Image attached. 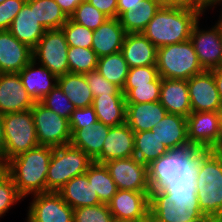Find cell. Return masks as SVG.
<instances>
[{
  "mask_svg": "<svg viewBox=\"0 0 222 222\" xmlns=\"http://www.w3.org/2000/svg\"><path fill=\"white\" fill-rule=\"evenodd\" d=\"M206 151L205 148L190 145L161 155L148 165L150 189L196 188L199 159Z\"/></svg>",
  "mask_w": 222,
  "mask_h": 222,
  "instance_id": "1",
  "label": "cell"
},
{
  "mask_svg": "<svg viewBox=\"0 0 222 222\" xmlns=\"http://www.w3.org/2000/svg\"><path fill=\"white\" fill-rule=\"evenodd\" d=\"M196 193V188L151 190L150 222H209L200 210Z\"/></svg>",
  "mask_w": 222,
  "mask_h": 222,
  "instance_id": "2",
  "label": "cell"
},
{
  "mask_svg": "<svg viewBox=\"0 0 222 222\" xmlns=\"http://www.w3.org/2000/svg\"><path fill=\"white\" fill-rule=\"evenodd\" d=\"M202 14L198 8L162 5L142 33L157 48L184 42Z\"/></svg>",
  "mask_w": 222,
  "mask_h": 222,
  "instance_id": "3",
  "label": "cell"
},
{
  "mask_svg": "<svg viewBox=\"0 0 222 222\" xmlns=\"http://www.w3.org/2000/svg\"><path fill=\"white\" fill-rule=\"evenodd\" d=\"M53 147L38 145L8 160V175L22 198L46 192Z\"/></svg>",
  "mask_w": 222,
  "mask_h": 222,
  "instance_id": "4",
  "label": "cell"
},
{
  "mask_svg": "<svg viewBox=\"0 0 222 222\" xmlns=\"http://www.w3.org/2000/svg\"><path fill=\"white\" fill-rule=\"evenodd\" d=\"M195 186L204 216L222 218V151L207 150L200 157Z\"/></svg>",
  "mask_w": 222,
  "mask_h": 222,
  "instance_id": "5",
  "label": "cell"
},
{
  "mask_svg": "<svg viewBox=\"0 0 222 222\" xmlns=\"http://www.w3.org/2000/svg\"><path fill=\"white\" fill-rule=\"evenodd\" d=\"M156 67L165 79L189 80L204 72L190 39L157 48Z\"/></svg>",
  "mask_w": 222,
  "mask_h": 222,
  "instance_id": "6",
  "label": "cell"
},
{
  "mask_svg": "<svg viewBox=\"0 0 222 222\" xmlns=\"http://www.w3.org/2000/svg\"><path fill=\"white\" fill-rule=\"evenodd\" d=\"M93 162L84 151L70 144L53 148L46 178V192H58L72 178L85 174Z\"/></svg>",
  "mask_w": 222,
  "mask_h": 222,
  "instance_id": "7",
  "label": "cell"
},
{
  "mask_svg": "<svg viewBox=\"0 0 222 222\" xmlns=\"http://www.w3.org/2000/svg\"><path fill=\"white\" fill-rule=\"evenodd\" d=\"M5 134L3 157L8 161L39 145L30 110L2 115Z\"/></svg>",
  "mask_w": 222,
  "mask_h": 222,
  "instance_id": "8",
  "label": "cell"
},
{
  "mask_svg": "<svg viewBox=\"0 0 222 222\" xmlns=\"http://www.w3.org/2000/svg\"><path fill=\"white\" fill-rule=\"evenodd\" d=\"M68 48L69 45L62 29L46 30L38 44L32 49L33 60L57 78L61 77L69 73Z\"/></svg>",
  "mask_w": 222,
  "mask_h": 222,
  "instance_id": "9",
  "label": "cell"
},
{
  "mask_svg": "<svg viewBox=\"0 0 222 222\" xmlns=\"http://www.w3.org/2000/svg\"><path fill=\"white\" fill-rule=\"evenodd\" d=\"M39 145L60 147L70 144L69 120L36 102L31 108Z\"/></svg>",
  "mask_w": 222,
  "mask_h": 222,
  "instance_id": "10",
  "label": "cell"
},
{
  "mask_svg": "<svg viewBox=\"0 0 222 222\" xmlns=\"http://www.w3.org/2000/svg\"><path fill=\"white\" fill-rule=\"evenodd\" d=\"M187 136L190 145L221 151L219 112H191L187 117Z\"/></svg>",
  "mask_w": 222,
  "mask_h": 222,
  "instance_id": "11",
  "label": "cell"
},
{
  "mask_svg": "<svg viewBox=\"0 0 222 222\" xmlns=\"http://www.w3.org/2000/svg\"><path fill=\"white\" fill-rule=\"evenodd\" d=\"M104 164L118 189L151 192L148 166L141 163L135 156L110 160Z\"/></svg>",
  "mask_w": 222,
  "mask_h": 222,
  "instance_id": "12",
  "label": "cell"
},
{
  "mask_svg": "<svg viewBox=\"0 0 222 222\" xmlns=\"http://www.w3.org/2000/svg\"><path fill=\"white\" fill-rule=\"evenodd\" d=\"M149 194L150 192L118 189L108 203L115 222L150 221Z\"/></svg>",
  "mask_w": 222,
  "mask_h": 222,
  "instance_id": "13",
  "label": "cell"
},
{
  "mask_svg": "<svg viewBox=\"0 0 222 222\" xmlns=\"http://www.w3.org/2000/svg\"><path fill=\"white\" fill-rule=\"evenodd\" d=\"M27 222H73L71 208L58 192L48 191L33 195Z\"/></svg>",
  "mask_w": 222,
  "mask_h": 222,
  "instance_id": "14",
  "label": "cell"
},
{
  "mask_svg": "<svg viewBox=\"0 0 222 222\" xmlns=\"http://www.w3.org/2000/svg\"><path fill=\"white\" fill-rule=\"evenodd\" d=\"M190 40L204 71L222 66V37L215 24L210 30H202L199 21L192 29Z\"/></svg>",
  "mask_w": 222,
  "mask_h": 222,
  "instance_id": "15",
  "label": "cell"
},
{
  "mask_svg": "<svg viewBox=\"0 0 222 222\" xmlns=\"http://www.w3.org/2000/svg\"><path fill=\"white\" fill-rule=\"evenodd\" d=\"M192 112H219L222 100L213 73L204 71L187 80Z\"/></svg>",
  "mask_w": 222,
  "mask_h": 222,
  "instance_id": "16",
  "label": "cell"
},
{
  "mask_svg": "<svg viewBox=\"0 0 222 222\" xmlns=\"http://www.w3.org/2000/svg\"><path fill=\"white\" fill-rule=\"evenodd\" d=\"M36 102L23 87L18 73H0V114L30 110Z\"/></svg>",
  "mask_w": 222,
  "mask_h": 222,
  "instance_id": "17",
  "label": "cell"
},
{
  "mask_svg": "<svg viewBox=\"0 0 222 222\" xmlns=\"http://www.w3.org/2000/svg\"><path fill=\"white\" fill-rule=\"evenodd\" d=\"M32 59L28 45L8 30H0V73H19Z\"/></svg>",
  "mask_w": 222,
  "mask_h": 222,
  "instance_id": "18",
  "label": "cell"
},
{
  "mask_svg": "<svg viewBox=\"0 0 222 222\" xmlns=\"http://www.w3.org/2000/svg\"><path fill=\"white\" fill-rule=\"evenodd\" d=\"M134 156V131L127 123L112 126L103 143L101 155L95 162L104 164L110 160Z\"/></svg>",
  "mask_w": 222,
  "mask_h": 222,
  "instance_id": "19",
  "label": "cell"
},
{
  "mask_svg": "<svg viewBox=\"0 0 222 222\" xmlns=\"http://www.w3.org/2000/svg\"><path fill=\"white\" fill-rule=\"evenodd\" d=\"M20 42L33 49L43 37L46 29L35 16V0H27L8 30Z\"/></svg>",
  "mask_w": 222,
  "mask_h": 222,
  "instance_id": "20",
  "label": "cell"
},
{
  "mask_svg": "<svg viewBox=\"0 0 222 222\" xmlns=\"http://www.w3.org/2000/svg\"><path fill=\"white\" fill-rule=\"evenodd\" d=\"M121 52L129 68L156 65L157 47L143 33L126 34Z\"/></svg>",
  "mask_w": 222,
  "mask_h": 222,
  "instance_id": "21",
  "label": "cell"
},
{
  "mask_svg": "<svg viewBox=\"0 0 222 222\" xmlns=\"http://www.w3.org/2000/svg\"><path fill=\"white\" fill-rule=\"evenodd\" d=\"M32 59L18 74L23 87L35 102H40L56 85L57 77Z\"/></svg>",
  "mask_w": 222,
  "mask_h": 222,
  "instance_id": "22",
  "label": "cell"
},
{
  "mask_svg": "<svg viewBox=\"0 0 222 222\" xmlns=\"http://www.w3.org/2000/svg\"><path fill=\"white\" fill-rule=\"evenodd\" d=\"M126 34L118 18H108L93 31L91 48L98 57L120 52Z\"/></svg>",
  "mask_w": 222,
  "mask_h": 222,
  "instance_id": "23",
  "label": "cell"
},
{
  "mask_svg": "<svg viewBox=\"0 0 222 222\" xmlns=\"http://www.w3.org/2000/svg\"><path fill=\"white\" fill-rule=\"evenodd\" d=\"M159 102L168 113L187 118L192 112L187 80L162 78Z\"/></svg>",
  "mask_w": 222,
  "mask_h": 222,
  "instance_id": "24",
  "label": "cell"
},
{
  "mask_svg": "<svg viewBox=\"0 0 222 222\" xmlns=\"http://www.w3.org/2000/svg\"><path fill=\"white\" fill-rule=\"evenodd\" d=\"M167 113L160 102L126 103V123L134 132L152 130Z\"/></svg>",
  "mask_w": 222,
  "mask_h": 222,
  "instance_id": "25",
  "label": "cell"
},
{
  "mask_svg": "<svg viewBox=\"0 0 222 222\" xmlns=\"http://www.w3.org/2000/svg\"><path fill=\"white\" fill-rule=\"evenodd\" d=\"M168 150L190 146L187 136V118L167 113L152 129Z\"/></svg>",
  "mask_w": 222,
  "mask_h": 222,
  "instance_id": "26",
  "label": "cell"
},
{
  "mask_svg": "<svg viewBox=\"0 0 222 222\" xmlns=\"http://www.w3.org/2000/svg\"><path fill=\"white\" fill-rule=\"evenodd\" d=\"M110 126L101 121L80 129H70V145L84 151L93 161H95L102 152L103 143L109 132Z\"/></svg>",
  "mask_w": 222,
  "mask_h": 222,
  "instance_id": "27",
  "label": "cell"
},
{
  "mask_svg": "<svg viewBox=\"0 0 222 222\" xmlns=\"http://www.w3.org/2000/svg\"><path fill=\"white\" fill-rule=\"evenodd\" d=\"M58 193L73 209L101 204L98 194L92 188L86 174L72 178L59 189Z\"/></svg>",
  "mask_w": 222,
  "mask_h": 222,
  "instance_id": "28",
  "label": "cell"
},
{
  "mask_svg": "<svg viewBox=\"0 0 222 222\" xmlns=\"http://www.w3.org/2000/svg\"><path fill=\"white\" fill-rule=\"evenodd\" d=\"M97 120L110 127L126 123L124 94L100 95L93 99Z\"/></svg>",
  "mask_w": 222,
  "mask_h": 222,
  "instance_id": "29",
  "label": "cell"
},
{
  "mask_svg": "<svg viewBox=\"0 0 222 222\" xmlns=\"http://www.w3.org/2000/svg\"><path fill=\"white\" fill-rule=\"evenodd\" d=\"M161 6L160 0H141L132 11L123 12L118 19L127 34L142 33Z\"/></svg>",
  "mask_w": 222,
  "mask_h": 222,
  "instance_id": "30",
  "label": "cell"
},
{
  "mask_svg": "<svg viewBox=\"0 0 222 222\" xmlns=\"http://www.w3.org/2000/svg\"><path fill=\"white\" fill-rule=\"evenodd\" d=\"M57 85L76 108H84L93 104L94 97L84 74L66 73L58 77Z\"/></svg>",
  "mask_w": 222,
  "mask_h": 222,
  "instance_id": "31",
  "label": "cell"
},
{
  "mask_svg": "<svg viewBox=\"0 0 222 222\" xmlns=\"http://www.w3.org/2000/svg\"><path fill=\"white\" fill-rule=\"evenodd\" d=\"M169 150L152 130L134 132V156L147 166Z\"/></svg>",
  "mask_w": 222,
  "mask_h": 222,
  "instance_id": "32",
  "label": "cell"
},
{
  "mask_svg": "<svg viewBox=\"0 0 222 222\" xmlns=\"http://www.w3.org/2000/svg\"><path fill=\"white\" fill-rule=\"evenodd\" d=\"M85 174L92 188L97 192L100 202L108 204L118 191V188L105 164L94 161Z\"/></svg>",
  "mask_w": 222,
  "mask_h": 222,
  "instance_id": "33",
  "label": "cell"
},
{
  "mask_svg": "<svg viewBox=\"0 0 222 222\" xmlns=\"http://www.w3.org/2000/svg\"><path fill=\"white\" fill-rule=\"evenodd\" d=\"M96 70L109 82L114 83L122 90L126 82L129 66L120 51L99 57Z\"/></svg>",
  "mask_w": 222,
  "mask_h": 222,
  "instance_id": "34",
  "label": "cell"
},
{
  "mask_svg": "<svg viewBox=\"0 0 222 222\" xmlns=\"http://www.w3.org/2000/svg\"><path fill=\"white\" fill-rule=\"evenodd\" d=\"M35 16L46 29H61L68 17L55 0H35Z\"/></svg>",
  "mask_w": 222,
  "mask_h": 222,
  "instance_id": "35",
  "label": "cell"
},
{
  "mask_svg": "<svg viewBox=\"0 0 222 222\" xmlns=\"http://www.w3.org/2000/svg\"><path fill=\"white\" fill-rule=\"evenodd\" d=\"M98 58L92 48L69 46L67 52L69 72L84 74L96 70Z\"/></svg>",
  "mask_w": 222,
  "mask_h": 222,
  "instance_id": "36",
  "label": "cell"
},
{
  "mask_svg": "<svg viewBox=\"0 0 222 222\" xmlns=\"http://www.w3.org/2000/svg\"><path fill=\"white\" fill-rule=\"evenodd\" d=\"M162 77L159 76L150 85H124L122 92L126 103L159 102Z\"/></svg>",
  "mask_w": 222,
  "mask_h": 222,
  "instance_id": "37",
  "label": "cell"
},
{
  "mask_svg": "<svg viewBox=\"0 0 222 222\" xmlns=\"http://www.w3.org/2000/svg\"><path fill=\"white\" fill-rule=\"evenodd\" d=\"M69 18L77 24L94 31L109 17L91 5L87 0H84L77 6Z\"/></svg>",
  "mask_w": 222,
  "mask_h": 222,
  "instance_id": "38",
  "label": "cell"
},
{
  "mask_svg": "<svg viewBox=\"0 0 222 222\" xmlns=\"http://www.w3.org/2000/svg\"><path fill=\"white\" fill-rule=\"evenodd\" d=\"M69 46L91 48L93 30L88 29L68 18L61 27Z\"/></svg>",
  "mask_w": 222,
  "mask_h": 222,
  "instance_id": "39",
  "label": "cell"
},
{
  "mask_svg": "<svg viewBox=\"0 0 222 222\" xmlns=\"http://www.w3.org/2000/svg\"><path fill=\"white\" fill-rule=\"evenodd\" d=\"M44 106L69 120L71 113L76 109L66 94L56 85L41 101Z\"/></svg>",
  "mask_w": 222,
  "mask_h": 222,
  "instance_id": "40",
  "label": "cell"
},
{
  "mask_svg": "<svg viewBox=\"0 0 222 222\" xmlns=\"http://www.w3.org/2000/svg\"><path fill=\"white\" fill-rule=\"evenodd\" d=\"M73 222H115L108 204L73 209Z\"/></svg>",
  "mask_w": 222,
  "mask_h": 222,
  "instance_id": "41",
  "label": "cell"
},
{
  "mask_svg": "<svg viewBox=\"0 0 222 222\" xmlns=\"http://www.w3.org/2000/svg\"><path fill=\"white\" fill-rule=\"evenodd\" d=\"M84 76L94 98L100 95L124 94L118 86L109 82L98 70L84 73Z\"/></svg>",
  "mask_w": 222,
  "mask_h": 222,
  "instance_id": "42",
  "label": "cell"
},
{
  "mask_svg": "<svg viewBox=\"0 0 222 222\" xmlns=\"http://www.w3.org/2000/svg\"><path fill=\"white\" fill-rule=\"evenodd\" d=\"M23 199L9 175L0 181V217L4 216L14 203ZM5 213V214H4Z\"/></svg>",
  "mask_w": 222,
  "mask_h": 222,
  "instance_id": "43",
  "label": "cell"
},
{
  "mask_svg": "<svg viewBox=\"0 0 222 222\" xmlns=\"http://www.w3.org/2000/svg\"><path fill=\"white\" fill-rule=\"evenodd\" d=\"M158 77L156 65L129 68L125 85H150Z\"/></svg>",
  "mask_w": 222,
  "mask_h": 222,
  "instance_id": "44",
  "label": "cell"
},
{
  "mask_svg": "<svg viewBox=\"0 0 222 222\" xmlns=\"http://www.w3.org/2000/svg\"><path fill=\"white\" fill-rule=\"evenodd\" d=\"M97 122V116L94 107L76 108L69 118L70 129H80L91 126Z\"/></svg>",
  "mask_w": 222,
  "mask_h": 222,
  "instance_id": "45",
  "label": "cell"
},
{
  "mask_svg": "<svg viewBox=\"0 0 222 222\" xmlns=\"http://www.w3.org/2000/svg\"><path fill=\"white\" fill-rule=\"evenodd\" d=\"M27 0H6L0 4V30H9Z\"/></svg>",
  "mask_w": 222,
  "mask_h": 222,
  "instance_id": "46",
  "label": "cell"
},
{
  "mask_svg": "<svg viewBox=\"0 0 222 222\" xmlns=\"http://www.w3.org/2000/svg\"><path fill=\"white\" fill-rule=\"evenodd\" d=\"M109 18H117L118 0H87Z\"/></svg>",
  "mask_w": 222,
  "mask_h": 222,
  "instance_id": "47",
  "label": "cell"
},
{
  "mask_svg": "<svg viewBox=\"0 0 222 222\" xmlns=\"http://www.w3.org/2000/svg\"><path fill=\"white\" fill-rule=\"evenodd\" d=\"M84 0H55V2L60 6L61 10L69 18L77 8V6Z\"/></svg>",
  "mask_w": 222,
  "mask_h": 222,
  "instance_id": "48",
  "label": "cell"
},
{
  "mask_svg": "<svg viewBox=\"0 0 222 222\" xmlns=\"http://www.w3.org/2000/svg\"><path fill=\"white\" fill-rule=\"evenodd\" d=\"M217 4L221 5L222 0H192V7L198 8L203 13L205 12V10H207V8H211L212 6L214 7V5Z\"/></svg>",
  "mask_w": 222,
  "mask_h": 222,
  "instance_id": "49",
  "label": "cell"
},
{
  "mask_svg": "<svg viewBox=\"0 0 222 222\" xmlns=\"http://www.w3.org/2000/svg\"><path fill=\"white\" fill-rule=\"evenodd\" d=\"M141 0H118L117 18L125 11H132Z\"/></svg>",
  "mask_w": 222,
  "mask_h": 222,
  "instance_id": "50",
  "label": "cell"
},
{
  "mask_svg": "<svg viewBox=\"0 0 222 222\" xmlns=\"http://www.w3.org/2000/svg\"><path fill=\"white\" fill-rule=\"evenodd\" d=\"M211 72L213 73L216 87L222 100V66L211 70Z\"/></svg>",
  "mask_w": 222,
  "mask_h": 222,
  "instance_id": "51",
  "label": "cell"
},
{
  "mask_svg": "<svg viewBox=\"0 0 222 222\" xmlns=\"http://www.w3.org/2000/svg\"><path fill=\"white\" fill-rule=\"evenodd\" d=\"M162 5L192 7V0H160Z\"/></svg>",
  "mask_w": 222,
  "mask_h": 222,
  "instance_id": "52",
  "label": "cell"
},
{
  "mask_svg": "<svg viewBox=\"0 0 222 222\" xmlns=\"http://www.w3.org/2000/svg\"><path fill=\"white\" fill-rule=\"evenodd\" d=\"M4 148H5V134H4V127H3V118L0 114V156L4 155Z\"/></svg>",
  "mask_w": 222,
  "mask_h": 222,
  "instance_id": "53",
  "label": "cell"
},
{
  "mask_svg": "<svg viewBox=\"0 0 222 222\" xmlns=\"http://www.w3.org/2000/svg\"><path fill=\"white\" fill-rule=\"evenodd\" d=\"M8 175V161L0 156V181Z\"/></svg>",
  "mask_w": 222,
  "mask_h": 222,
  "instance_id": "54",
  "label": "cell"
},
{
  "mask_svg": "<svg viewBox=\"0 0 222 222\" xmlns=\"http://www.w3.org/2000/svg\"><path fill=\"white\" fill-rule=\"evenodd\" d=\"M216 25L220 29L221 37H222V11H221V16H220L218 22L216 23Z\"/></svg>",
  "mask_w": 222,
  "mask_h": 222,
  "instance_id": "55",
  "label": "cell"
},
{
  "mask_svg": "<svg viewBox=\"0 0 222 222\" xmlns=\"http://www.w3.org/2000/svg\"><path fill=\"white\" fill-rule=\"evenodd\" d=\"M220 113V125H221V151H222V108L219 111Z\"/></svg>",
  "mask_w": 222,
  "mask_h": 222,
  "instance_id": "56",
  "label": "cell"
},
{
  "mask_svg": "<svg viewBox=\"0 0 222 222\" xmlns=\"http://www.w3.org/2000/svg\"><path fill=\"white\" fill-rule=\"evenodd\" d=\"M209 222H222V218H214L209 220Z\"/></svg>",
  "mask_w": 222,
  "mask_h": 222,
  "instance_id": "57",
  "label": "cell"
}]
</instances>
